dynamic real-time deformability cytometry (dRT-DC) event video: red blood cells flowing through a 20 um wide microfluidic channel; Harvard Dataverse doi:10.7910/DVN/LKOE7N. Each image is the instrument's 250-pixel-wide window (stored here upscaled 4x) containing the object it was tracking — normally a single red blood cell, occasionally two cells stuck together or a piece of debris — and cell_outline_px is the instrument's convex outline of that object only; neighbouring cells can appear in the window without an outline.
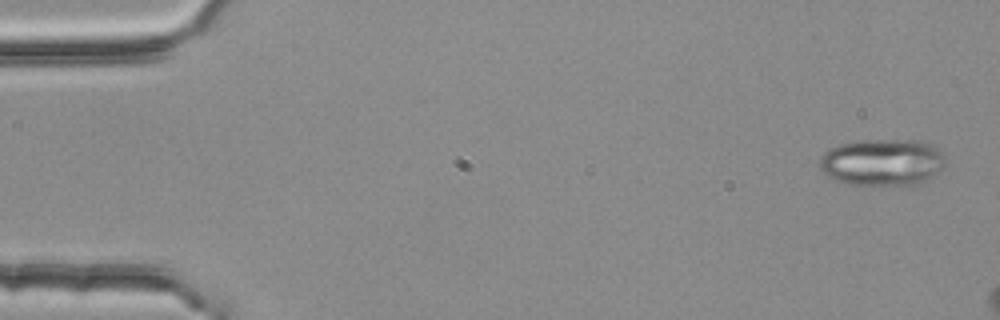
{"species": "common noctule bat (a hibernating species)", "species_latin": "Nyctalus noctula", "temperature_condition": "room temperature", "stored_images_in_passage": 4, "camera_frame_rate_fps": 3000, "um_per_image_px": 0.085, "animal": {"sex": "female", "body_mass_g": 25.1}, "frame": {"image": 1, "passage_image": 1, "time_ms": 0.0, "image_size_px": [1000, 320], "cell_outline_px": [[944, 168], [940, 172], [920, 184], [848, 184], [836, 180], [828, 176], [820, 168], [820, 156], [828, 148], [840, 144], [860, 140], [920, 140], [936, 148], [944, 156]], "centroid_in_image_um": [74.99, 13.78], "position_along_channel_um": 10.0, "area_um2": 34.28}}